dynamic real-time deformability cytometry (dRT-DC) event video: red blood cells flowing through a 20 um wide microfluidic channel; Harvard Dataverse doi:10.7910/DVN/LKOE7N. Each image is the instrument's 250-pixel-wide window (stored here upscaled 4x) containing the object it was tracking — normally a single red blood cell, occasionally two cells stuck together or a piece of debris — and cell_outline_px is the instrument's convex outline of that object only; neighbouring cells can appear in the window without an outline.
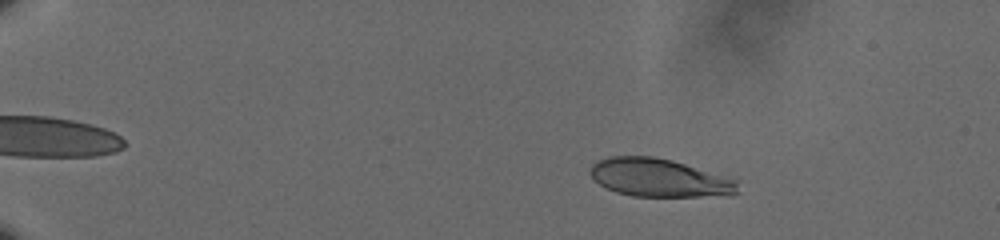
{"species": "human", "species_latin": "Homo sapiens", "temperature_condition": "cold", "stored_images_in_passage": 61, "camera_frame_rate_fps": 3000, "um_per_image_px": 0.085, "donor": {"sex": "male"}, "frame": {"image": 1, "passage_image": 13, "time_ms": 4.0, "image_size_px": [1000, 240], "cell_outline_px": [[740, 192], [732, 196], [632, 196], [616, 192], [600, 184], [588, 172], [592, 164], [596, 160], [608, 156], [652, 156], [672, 160], [736, 180]], "centroid_in_image_um": [56.03, 15.11], "position_along_channel_um": 29.0, "area_um2": 32.77}}
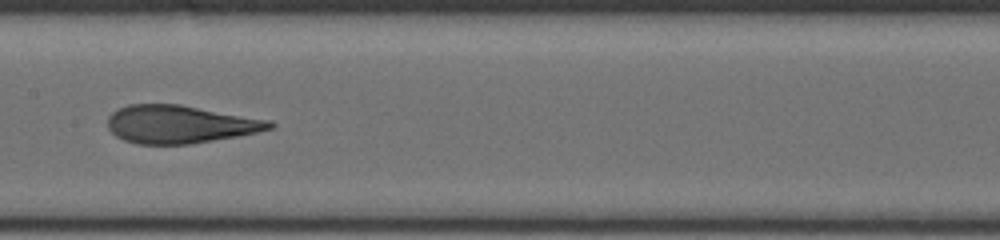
{"frame": {"image": 2, "passage_image": 36, "time_ms": 11.667, "image_size_px": [1000, 240], "cell_outline_px": [[276, 124], [272, 128], [256, 132], [236, 136], [188, 144], [136, 144], [124, 140], [116, 136], [108, 128], [108, 116], [112, 112], [128, 104], [180, 104], [272, 120]], "centroid_in_image_um": [15.29, 10.55], "position_along_channel_um": 192.1, "area_um2": 35.78}}
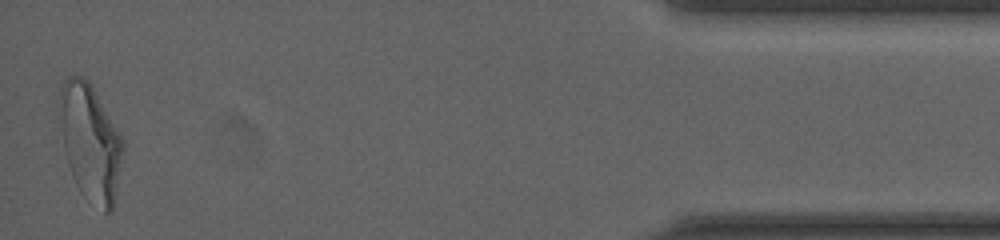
{"frame": {"image": 3, "passage_image": 61, "time_ms": 20.0, "image_size_px": [1000, 240], "cell_outline_px": [[124, 152], [112, 212], [104, 212], [84, 196], [80, 192], [72, 176], [68, 164], [64, 148], [60, 96], [60, 88], [64, 80], [68, 76], [80, 76], [88, 80], [92, 84], [124, 140]], "centroid_in_image_um": [7.72, 12.1], "position_along_channel_um": 427.5, "area_um2": 42.66}, "authors_computed_cell_mechanics": {"area_um2": 35.547, "velocity_mm_per_s": 3.6249, "shape_relaxation_time_tau1_ms": 7.9523, "shape_relaxation_time_tau2_ms": 0.9147, "deformation_change_tau1": 0.2385, "deformation_change_tau2": 0.0791}}